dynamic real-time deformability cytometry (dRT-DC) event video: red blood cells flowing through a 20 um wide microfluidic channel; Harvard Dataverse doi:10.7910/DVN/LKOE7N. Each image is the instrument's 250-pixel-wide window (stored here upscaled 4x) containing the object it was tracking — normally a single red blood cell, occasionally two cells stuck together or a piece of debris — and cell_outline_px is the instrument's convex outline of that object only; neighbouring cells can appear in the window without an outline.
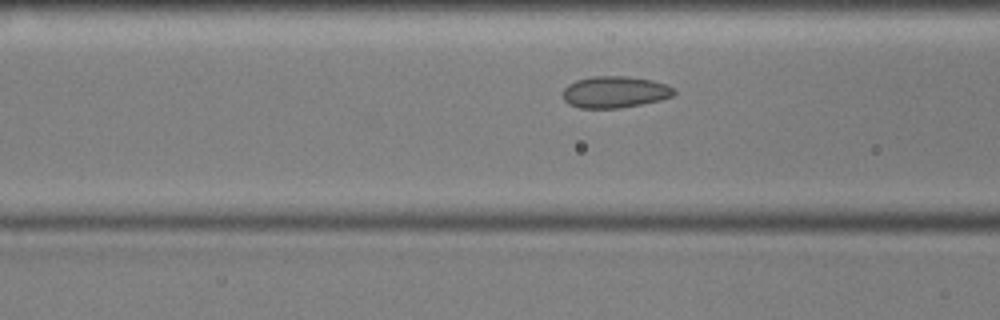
{"species": "common noctule bat (a hibernating species)", "species_latin": "Nyctalus noctula", "temperature_condition": "cold", "stored_images_in_passage": 39, "camera_frame_rate_fps": 3000, "um_per_image_px": 0.085, "animal": {"sex": "male", "body_mass_g": 17.9, "forearm_length_mm": 54.2}, "frame": {"image": 1, "passage_image": 5, "time_ms": 1.333, "image_size_px": [1000, 320], "cell_outline_px": [[676, 92], [672, 96], [660, 100], [620, 108], [580, 108], [568, 104], [564, 100], [564, 88], [568, 84], [576, 80], [592, 76], [624, 76], [652, 80], [668, 84]], "centroid_in_image_um": [52.25, 7.82], "position_along_channel_um": 114.3, "area_um2": 20.46}}
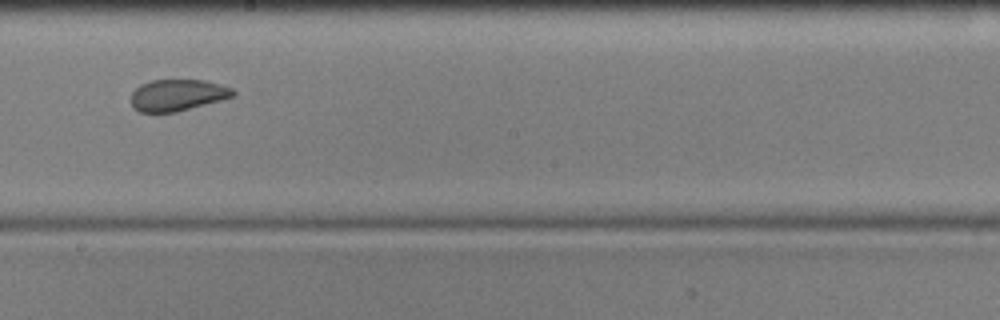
{"frame": {"image": 2, "passage_image": 15, "time_ms": 4.667, "image_size_px": [1000, 320], "cell_outline_px": [[236, 96], [176, 112], [140, 112], [132, 108], [132, 92], [140, 84], [152, 80], [204, 80], [220, 84], [232, 88], [236, 92]], "centroid_in_image_um": [15.1, 8.08], "position_along_channel_um": 233.1, "area_um2": 18.79}}
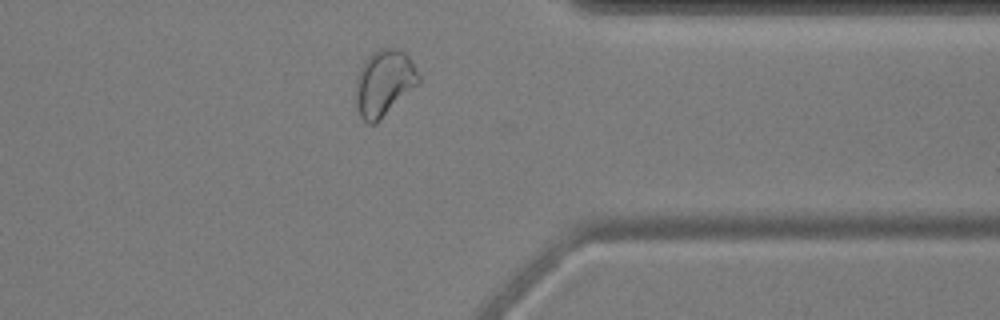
{"frame": {"image": 3, "passage_image": 28, "time_ms": 9.0, "image_size_px": [1000, 320], "cell_outline_px": [[420, 84], [376, 124], [368, 124], [360, 116], [356, 108], [356, 80], [360, 68], [372, 52], [380, 48], [400, 48], [412, 60], [420, 76]], "centroid_in_image_um": [32.67, 7.06], "position_along_channel_um": 378.7, "area_um2": 24.62}, "authors_computed_cell_mechanics": {"area_um2": 20.2878, "velocity_mm_per_s": 3.564, "shape_relaxation_time_tau1_ms": null, "shape_relaxation_time_tau2_ms": 1.4465, "deformation_change_tau1": null, "deformation_change_tau2": 0.0463}}